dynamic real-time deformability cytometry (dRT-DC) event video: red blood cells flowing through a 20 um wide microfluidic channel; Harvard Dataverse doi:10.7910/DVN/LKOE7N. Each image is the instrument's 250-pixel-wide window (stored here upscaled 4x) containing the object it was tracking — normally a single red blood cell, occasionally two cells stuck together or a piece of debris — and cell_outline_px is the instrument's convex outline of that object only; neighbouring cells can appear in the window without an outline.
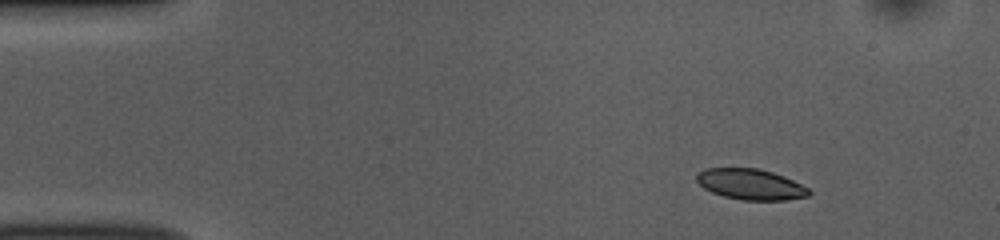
{"species": "common noctule bat (a hibernating species)", "species_latin": "Nyctalus noctula", "temperature_condition": "room temperature", "stored_images_in_passage": 8, "camera_frame_rate_fps": 3000, "um_per_image_px": 0.085, "animal": {"sex": "female", "body_mass_g": 10.0, "forearm_length_mm": 53.1}, "frame": {"image": 1, "passage_image": 1, "time_ms": 0.0, "image_size_px": [1000, 240], "cell_outline_px": [[808, 192], [800, 196], [768, 200], [764, 200], [732, 196], [720, 192], [712, 188], [720, 168], [748, 168], [764, 172], [788, 180], [796, 184]], "centroid_in_image_um": [64.18, 15.7], "position_along_channel_um": 20.8, "area_um2": 15.09}}